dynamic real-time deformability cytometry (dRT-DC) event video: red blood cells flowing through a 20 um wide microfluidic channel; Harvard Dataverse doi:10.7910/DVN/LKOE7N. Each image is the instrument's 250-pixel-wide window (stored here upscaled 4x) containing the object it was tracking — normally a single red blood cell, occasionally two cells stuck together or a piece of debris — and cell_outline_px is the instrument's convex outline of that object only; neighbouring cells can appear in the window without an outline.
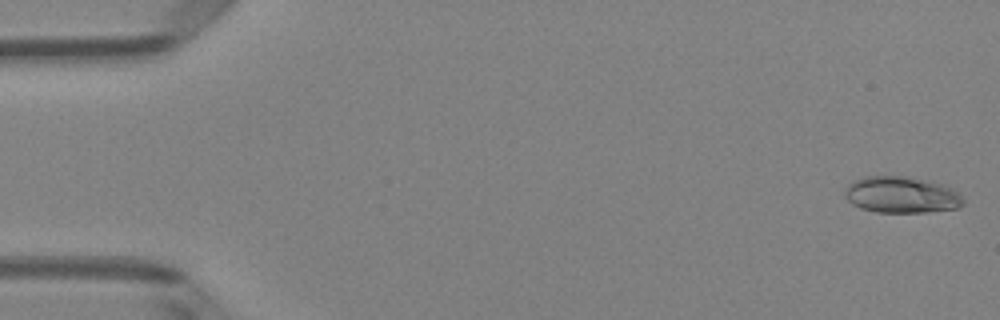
{"species": "Egyptian fruit bat (a non-hibernating species)", "species_latin": "Rousettus aegyptiacus", "temperature_condition": "room temperature", "stored_images_in_passage": 50, "camera_frame_rate_fps": 3000, "um_per_image_px": 0.085, "animal": {"sex": "female"}, "frame": {"image": 1, "passage_image": 1, "time_ms": 0.0, "image_size_px": [1000, 320], "cell_outline_px": [[964, 204], [956, 208], [928, 212], [876, 212], [860, 208], [852, 204], [844, 196], [844, 192], [848, 184], [852, 180], [864, 176], [908, 176], [928, 180], [944, 184], [952, 188], [964, 196]], "centroid_in_image_um": [76.63, 16.55], "position_along_channel_um": 8.4, "area_um2": 25.55}}
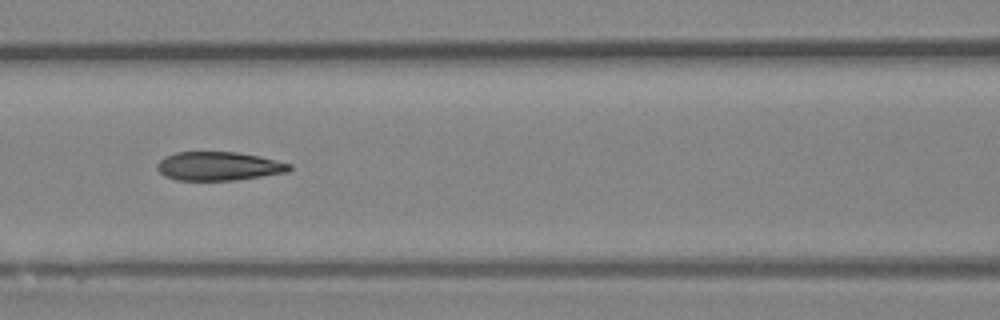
{"frame": {"image": 2, "passage_image": 22, "time_ms": 7.0, "image_size_px": [1000, 320], "cell_outline_px": [[292, 168], [288, 172], [236, 180], [176, 180], [164, 176], [156, 168], [156, 164], [164, 156], [176, 152], [236, 152], [260, 156], [292, 164]], "centroid_in_image_um": [18.58, 14.12], "position_along_channel_um": 148.0, "area_um2": 22.25}}
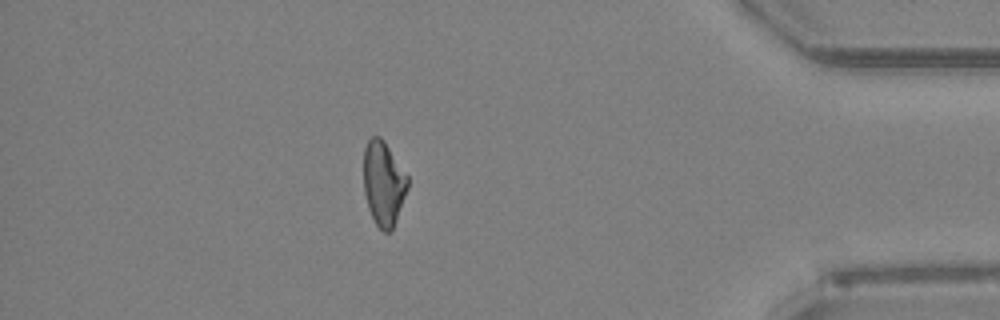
{"frame": {"image": 3, "passage_image": 44, "time_ms": 14.333, "image_size_px": [1000, 320], "cell_outline_px": [[408, 188], [396, 220], [392, 228], [388, 232], [384, 232], [376, 224], [368, 208], [364, 192], [364, 148], [368, 140], [372, 136], [380, 136], [384, 140], [408, 176]], "centroid_in_image_um": [32.59, 15.56], "position_along_channel_um": 402.6, "area_um2": 21.56}, "authors_computed_cell_mechanics": {"area_um2": 22.7154, "velocity_mm_per_s": 4.0314, "shape_relaxation_time_tau1_ms": null, "shape_relaxation_time_tau2_ms": 2.1141, "deformation_change_tau1": null, "deformation_change_tau2": 0.0938}}